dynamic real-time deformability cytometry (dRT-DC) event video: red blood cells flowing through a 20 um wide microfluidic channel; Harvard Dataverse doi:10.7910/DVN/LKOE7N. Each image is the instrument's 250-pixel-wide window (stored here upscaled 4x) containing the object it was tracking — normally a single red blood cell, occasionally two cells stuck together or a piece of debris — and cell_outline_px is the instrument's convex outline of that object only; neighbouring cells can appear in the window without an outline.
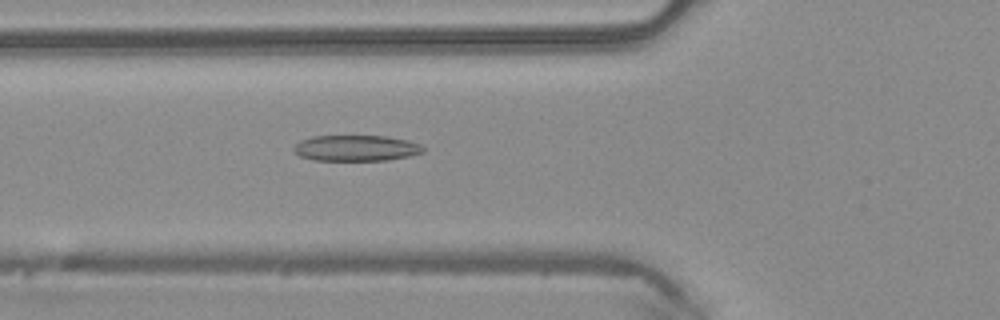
{"species": "common noctule bat (a hibernating species)", "species_latin": "Nyctalus noctula", "temperature_condition": "warm", "stored_images_in_passage": 42, "camera_frame_rate_fps": 3000, "um_per_image_px": 0.085, "animal": {"sex": "male", "body_mass_g": 20.4}, "frame": {"image": 1, "passage_image": 10, "time_ms": 3.0, "image_size_px": [1000, 320], "cell_outline_px": [[424, 152], [408, 156], [388, 160], [312, 160], [300, 156], [292, 148], [300, 140], [312, 136], [388, 136], [408, 140], [420, 144], [424, 148]], "centroid_in_image_um": [30.27, 12.58], "position_along_channel_um": 95.5, "area_um2": 19.54}}
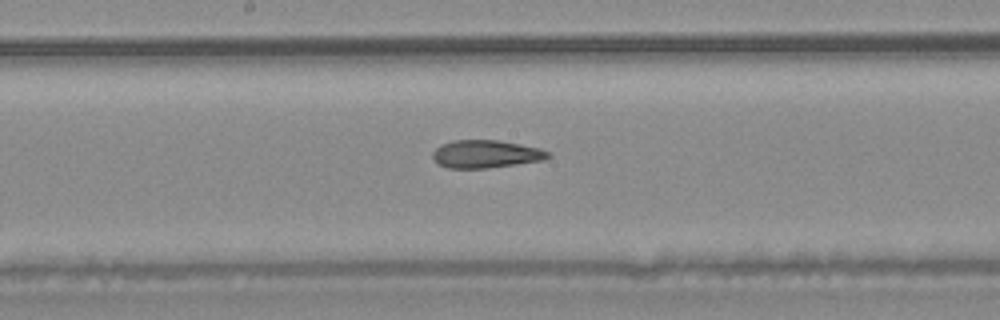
{"frame": {"image": 2, "passage_image": 18, "time_ms": 5.667, "image_size_px": [1000, 320], "cell_outline_px": [[552, 156], [544, 160], [488, 168], [448, 168], [436, 164], [432, 156], [432, 152], [440, 144], [452, 140], [500, 140], [540, 148], [548, 152]], "centroid_in_image_um": [41.27, 13.09], "position_along_channel_um": 206.9, "area_um2": 18.9}}
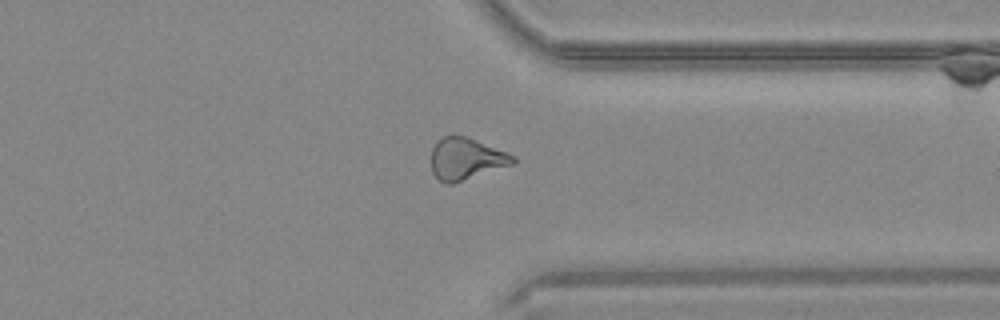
{"frame": {"image": 3, "passage_image": 30, "time_ms": 9.667, "image_size_px": [1000, 320], "cell_outline_px": [[516, 164], [452, 184], [444, 184], [432, 172], [432, 148], [436, 140], [444, 136], [464, 136], [516, 156]], "centroid_in_image_um": [39.63, 13.52], "position_along_channel_um": 371.8, "area_um2": 19.88}, "authors_computed_cell_mechanics": {"area_um2": 19.7676, "velocity_mm_per_s": 4.155, "shape_relaxation_time_tau1_ms": null, "shape_relaxation_time_tau2_ms": 2.3458, "deformation_change_tau1": null, "deformation_change_tau2": 0.1165}}